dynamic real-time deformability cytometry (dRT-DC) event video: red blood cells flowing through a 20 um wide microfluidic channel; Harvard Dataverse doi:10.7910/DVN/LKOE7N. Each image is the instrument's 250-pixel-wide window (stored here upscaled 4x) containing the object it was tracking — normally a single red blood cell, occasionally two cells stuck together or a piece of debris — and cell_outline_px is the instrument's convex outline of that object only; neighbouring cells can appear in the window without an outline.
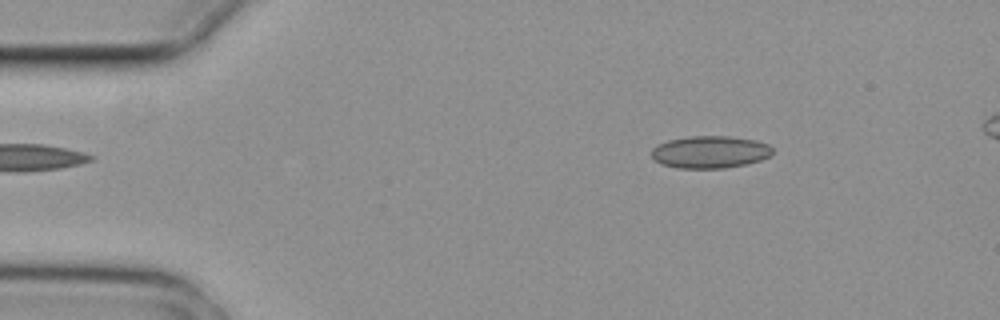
{"species": "common noctule bat (a hibernating species)", "species_latin": "Nyctalus noctula", "temperature_condition": "cold", "stored_images_in_passage": 2, "camera_frame_rate_fps": 3000, "um_per_image_px": 0.085, "animal": {"sex": "female", "body_mass_g": 29.2, "forearm_length_mm": 56.3}, "frame": {"image": 1, "passage_image": 2, "time_ms": 0.333, "image_size_px": [1000, 320], "cell_outline_px": [[772, 152], [768, 156], [760, 160], [744, 164], [724, 168], [676, 168], [660, 164], [652, 156], [652, 148], [668, 140], [688, 136], [728, 136], [756, 140], [768, 144], [772, 148]], "centroid_in_image_um": [60.33, 12.92], "position_along_channel_um": 24.7, "area_um2": 22.66}}